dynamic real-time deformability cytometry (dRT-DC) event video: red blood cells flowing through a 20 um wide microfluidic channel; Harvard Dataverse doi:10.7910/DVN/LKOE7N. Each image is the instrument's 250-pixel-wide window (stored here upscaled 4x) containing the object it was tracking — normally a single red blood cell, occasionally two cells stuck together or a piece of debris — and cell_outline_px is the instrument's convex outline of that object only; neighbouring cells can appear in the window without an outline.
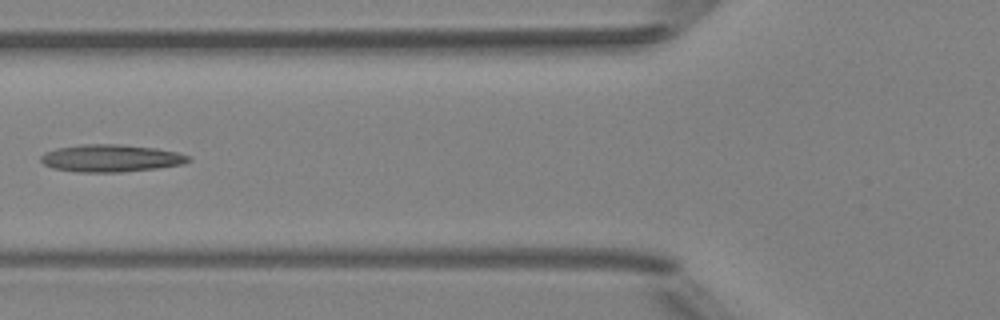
{"species": "Egyptian fruit bat (a non-hibernating species)", "species_latin": "Rousettus aegyptiacus", "temperature_condition": "room temperature", "stored_images_in_passage": 5, "camera_frame_rate_fps": 3000, "um_per_image_px": 0.085, "animal": {"sex": "female"}, "frame": {"image": 1, "passage_image": 5, "time_ms": 4.667, "image_size_px": [1000, 320], "cell_outline_px": [[192, 160], [184, 164], [156, 168], [120, 172], [80, 172], [52, 168], [44, 164], [40, 160], [40, 156], [44, 152], [56, 148], [80, 144], [120, 144], [156, 148], [176, 152], [188, 156]], "centroid_in_image_um": [9.4, 13.44], "position_along_channel_um": 116.4, "area_um2": 23.58}}